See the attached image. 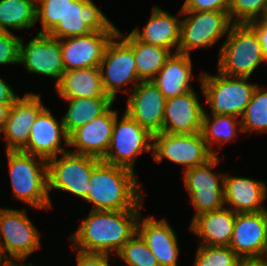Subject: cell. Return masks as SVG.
Masks as SVG:
<instances>
[{
    "label": "cell",
    "mask_w": 267,
    "mask_h": 266,
    "mask_svg": "<svg viewBox=\"0 0 267 266\" xmlns=\"http://www.w3.org/2000/svg\"><path fill=\"white\" fill-rule=\"evenodd\" d=\"M238 266H267V256L240 259Z\"/></svg>",
    "instance_id": "b9f144b4"
},
{
    "label": "cell",
    "mask_w": 267,
    "mask_h": 266,
    "mask_svg": "<svg viewBox=\"0 0 267 266\" xmlns=\"http://www.w3.org/2000/svg\"><path fill=\"white\" fill-rule=\"evenodd\" d=\"M192 60L190 55L172 53L166 60L165 65L151 80L166 99L182 95L192 86Z\"/></svg>",
    "instance_id": "484cf974"
},
{
    "label": "cell",
    "mask_w": 267,
    "mask_h": 266,
    "mask_svg": "<svg viewBox=\"0 0 267 266\" xmlns=\"http://www.w3.org/2000/svg\"><path fill=\"white\" fill-rule=\"evenodd\" d=\"M116 255L126 263V266H160L138 233H135Z\"/></svg>",
    "instance_id": "d6a6232c"
},
{
    "label": "cell",
    "mask_w": 267,
    "mask_h": 266,
    "mask_svg": "<svg viewBox=\"0 0 267 266\" xmlns=\"http://www.w3.org/2000/svg\"><path fill=\"white\" fill-rule=\"evenodd\" d=\"M181 21L178 53L190 55L196 48L213 46L229 30L232 22L224 11H179Z\"/></svg>",
    "instance_id": "ba28073f"
},
{
    "label": "cell",
    "mask_w": 267,
    "mask_h": 266,
    "mask_svg": "<svg viewBox=\"0 0 267 266\" xmlns=\"http://www.w3.org/2000/svg\"><path fill=\"white\" fill-rule=\"evenodd\" d=\"M152 152L155 162L159 163L166 158L185 166L186 170L201 166L214 157L201 132L184 135L165 132L153 134Z\"/></svg>",
    "instance_id": "8fae6325"
},
{
    "label": "cell",
    "mask_w": 267,
    "mask_h": 266,
    "mask_svg": "<svg viewBox=\"0 0 267 266\" xmlns=\"http://www.w3.org/2000/svg\"><path fill=\"white\" fill-rule=\"evenodd\" d=\"M13 196L37 209L52 207L47 161L22 151H6Z\"/></svg>",
    "instance_id": "3957f363"
},
{
    "label": "cell",
    "mask_w": 267,
    "mask_h": 266,
    "mask_svg": "<svg viewBox=\"0 0 267 266\" xmlns=\"http://www.w3.org/2000/svg\"><path fill=\"white\" fill-rule=\"evenodd\" d=\"M55 88L63 100L111 98L104 91L99 67L64 71Z\"/></svg>",
    "instance_id": "4316f807"
},
{
    "label": "cell",
    "mask_w": 267,
    "mask_h": 266,
    "mask_svg": "<svg viewBox=\"0 0 267 266\" xmlns=\"http://www.w3.org/2000/svg\"><path fill=\"white\" fill-rule=\"evenodd\" d=\"M115 34L117 31H92L87 35L60 39L65 71L99 67Z\"/></svg>",
    "instance_id": "9a60e30c"
},
{
    "label": "cell",
    "mask_w": 267,
    "mask_h": 266,
    "mask_svg": "<svg viewBox=\"0 0 267 266\" xmlns=\"http://www.w3.org/2000/svg\"><path fill=\"white\" fill-rule=\"evenodd\" d=\"M44 108L40 94L33 93H25L11 105L2 131L6 151H22L26 147L32 125Z\"/></svg>",
    "instance_id": "ac0fdd59"
},
{
    "label": "cell",
    "mask_w": 267,
    "mask_h": 266,
    "mask_svg": "<svg viewBox=\"0 0 267 266\" xmlns=\"http://www.w3.org/2000/svg\"><path fill=\"white\" fill-rule=\"evenodd\" d=\"M262 20H264L265 22H267V10H266V13H265L264 17L262 18Z\"/></svg>",
    "instance_id": "bcb514c9"
},
{
    "label": "cell",
    "mask_w": 267,
    "mask_h": 266,
    "mask_svg": "<svg viewBox=\"0 0 267 266\" xmlns=\"http://www.w3.org/2000/svg\"><path fill=\"white\" fill-rule=\"evenodd\" d=\"M62 138L65 145L69 146V135L65 131L62 120L59 123L45 107L33 123L28 143L22 152L41 157L47 161L68 151L61 147Z\"/></svg>",
    "instance_id": "d6986e66"
},
{
    "label": "cell",
    "mask_w": 267,
    "mask_h": 266,
    "mask_svg": "<svg viewBox=\"0 0 267 266\" xmlns=\"http://www.w3.org/2000/svg\"><path fill=\"white\" fill-rule=\"evenodd\" d=\"M137 233L142 237L160 266H178L179 245L175 230L164 218L138 219Z\"/></svg>",
    "instance_id": "7402d4cb"
},
{
    "label": "cell",
    "mask_w": 267,
    "mask_h": 266,
    "mask_svg": "<svg viewBox=\"0 0 267 266\" xmlns=\"http://www.w3.org/2000/svg\"><path fill=\"white\" fill-rule=\"evenodd\" d=\"M118 119L117 114L108 152L102 161L134 171L139 154L153 151V134L126 112L120 121Z\"/></svg>",
    "instance_id": "8992f818"
},
{
    "label": "cell",
    "mask_w": 267,
    "mask_h": 266,
    "mask_svg": "<svg viewBox=\"0 0 267 266\" xmlns=\"http://www.w3.org/2000/svg\"><path fill=\"white\" fill-rule=\"evenodd\" d=\"M36 0H0V31L30 29L37 23Z\"/></svg>",
    "instance_id": "f546056e"
},
{
    "label": "cell",
    "mask_w": 267,
    "mask_h": 266,
    "mask_svg": "<svg viewBox=\"0 0 267 266\" xmlns=\"http://www.w3.org/2000/svg\"><path fill=\"white\" fill-rule=\"evenodd\" d=\"M92 31H118L92 0H73L61 21L48 33L64 39L83 36Z\"/></svg>",
    "instance_id": "5bb4252c"
},
{
    "label": "cell",
    "mask_w": 267,
    "mask_h": 266,
    "mask_svg": "<svg viewBox=\"0 0 267 266\" xmlns=\"http://www.w3.org/2000/svg\"><path fill=\"white\" fill-rule=\"evenodd\" d=\"M99 68L104 91L113 100L117 92H127L122 86L131 82L133 90L141 81L137 76L133 49L118 33L109 41Z\"/></svg>",
    "instance_id": "30bf717a"
},
{
    "label": "cell",
    "mask_w": 267,
    "mask_h": 266,
    "mask_svg": "<svg viewBox=\"0 0 267 266\" xmlns=\"http://www.w3.org/2000/svg\"><path fill=\"white\" fill-rule=\"evenodd\" d=\"M117 33L132 47L141 81L152 80L172 54L169 49L139 41L131 32L125 36L119 30Z\"/></svg>",
    "instance_id": "83f0119b"
},
{
    "label": "cell",
    "mask_w": 267,
    "mask_h": 266,
    "mask_svg": "<svg viewBox=\"0 0 267 266\" xmlns=\"http://www.w3.org/2000/svg\"><path fill=\"white\" fill-rule=\"evenodd\" d=\"M154 6L152 14L143 31L135 28L131 33L139 40L162 48H175L178 52L180 42L181 21L180 18Z\"/></svg>",
    "instance_id": "d4e9b609"
},
{
    "label": "cell",
    "mask_w": 267,
    "mask_h": 266,
    "mask_svg": "<svg viewBox=\"0 0 267 266\" xmlns=\"http://www.w3.org/2000/svg\"><path fill=\"white\" fill-rule=\"evenodd\" d=\"M73 0H37L36 19L41 20V31L49 33L64 18L67 7ZM40 4V5H39Z\"/></svg>",
    "instance_id": "e575fe53"
},
{
    "label": "cell",
    "mask_w": 267,
    "mask_h": 266,
    "mask_svg": "<svg viewBox=\"0 0 267 266\" xmlns=\"http://www.w3.org/2000/svg\"><path fill=\"white\" fill-rule=\"evenodd\" d=\"M205 110L194 89L166 100L163 132L170 134H194L201 132Z\"/></svg>",
    "instance_id": "ffe728a7"
},
{
    "label": "cell",
    "mask_w": 267,
    "mask_h": 266,
    "mask_svg": "<svg viewBox=\"0 0 267 266\" xmlns=\"http://www.w3.org/2000/svg\"><path fill=\"white\" fill-rule=\"evenodd\" d=\"M19 64H23L30 73L54 78L56 85L65 71L60 39L47 33H37L24 45V39L21 38Z\"/></svg>",
    "instance_id": "4fadbf2b"
},
{
    "label": "cell",
    "mask_w": 267,
    "mask_h": 266,
    "mask_svg": "<svg viewBox=\"0 0 267 266\" xmlns=\"http://www.w3.org/2000/svg\"><path fill=\"white\" fill-rule=\"evenodd\" d=\"M65 101L69 102V108L62 122L68 135L104 114L114 103L112 98H72Z\"/></svg>",
    "instance_id": "f1b7e54d"
},
{
    "label": "cell",
    "mask_w": 267,
    "mask_h": 266,
    "mask_svg": "<svg viewBox=\"0 0 267 266\" xmlns=\"http://www.w3.org/2000/svg\"><path fill=\"white\" fill-rule=\"evenodd\" d=\"M229 247L241 259L267 256L266 212L236 213Z\"/></svg>",
    "instance_id": "2e32d148"
},
{
    "label": "cell",
    "mask_w": 267,
    "mask_h": 266,
    "mask_svg": "<svg viewBox=\"0 0 267 266\" xmlns=\"http://www.w3.org/2000/svg\"><path fill=\"white\" fill-rule=\"evenodd\" d=\"M247 77H235L222 74L200 76V85L205 102L212 114L232 115L240 118L249 104L256 84H249Z\"/></svg>",
    "instance_id": "5b68a950"
},
{
    "label": "cell",
    "mask_w": 267,
    "mask_h": 266,
    "mask_svg": "<svg viewBox=\"0 0 267 266\" xmlns=\"http://www.w3.org/2000/svg\"><path fill=\"white\" fill-rule=\"evenodd\" d=\"M140 210H91L70 236L73 249L84 253L108 254L118 251L137 233Z\"/></svg>",
    "instance_id": "6da1fadb"
},
{
    "label": "cell",
    "mask_w": 267,
    "mask_h": 266,
    "mask_svg": "<svg viewBox=\"0 0 267 266\" xmlns=\"http://www.w3.org/2000/svg\"><path fill=\"white\" fill-rule=\"evenodd\" d=\"M117 114L118 112L110 107L101 116L74 130L69 135L68 147H75L76 150L71 152L102 160L108 152Z\"/></svg>",
    "instance_id": "44dd1931"
},
{
    "label": "cell",
    "mask_w": 267,
    "mask_h": 266,
    "mask_svg": "<svg viewBox=\"0 0 267 266\" xmlns=\"http://www.w3.org/2000/svg\"><path fill=\"white\" fill-rule=\"evenodd\" d=\"M20 42L12 32L0 31V65L19 64Z\"/></svg>",
    "instance_id": "8d00e7d4"
},
{
    "label": "cell",
    "mask_w": 267,
    "mask_h": 266,
    "mask_svg": "<svg viewBox=\"0 0 267 266\" xmlns=\"http://www.w3.org/2000/svg\"><path fill=\"white\" fill-rule=\"evenodd\" d=\"M166 98L150 81H140L127 99L125 112L152 134L163 132Z\"/></svg>",
    "instance_id": "e0dca14e"
},
{
    "label": "cell",
    "mask_w": 267,
    "mask_h": 266,
    "mask_svg": "<svg viewBox=\"0 0 267 266\" xmlns=\"http://www.w3.org/2000/svg\"><path fill=\"white\" fill-rule=\"evenodd\" d=\"M235 220L236 213L222 207L196 216L191 220L190 231L201 239V245L229 246Z\"/></svg>",
    "instance_id": "cb8c5ba5"
},
{
    "label": "cell",
    "mask_w": 267,
    "mask_h": 266,
    "mask_svg": "<svg viewBox=\"0 0 267 266\" xmlns=\"http://www.w3.org/2000/svg\"><path fill=\"white\" fill-rule=\"evenodd\" d=\"M210 117L205 111L202 118L201 134L211 153L216 156L217 152L212 150V144L214 142L219 144L230 142L235 138L238 126L239 130L242 131V124L239 118L232 115L212 114V119Z\"/></svg>",
    "instance_id": "4dcf8cb0"
},
{
    "label": "cell",
    "mask_w": 267,
    "mask_h": 266,
    "mask_svg": "<svg viewBox=\"0 0 267 266\" xmlns=\"http://www.w3.org/2000/svg\"><path fill=\"white\" fill-rule=\"evenodd\" d=\"M267 0H231L228 15L232 23H250L264 17Z\"/></svg>",
    "instance_id": "d590c367"
},
{
    "label": "cell",
    "mask_w": 267,
    "mask_h": 266,
    "mask_svg": "<svg viewBox=\"0 0 267 266\" xmlns=\"http://www.w3.org/2000/svg\"><path fill=\"white\" fill-rule=\"evenodd\" d=\"M39 233L25 210L0 208V243L10 262L25 261L41 248Z\"/></svg>",
    "instance_id": "9c48e42d"
},
{
    "label": "cell",
    "mask_w": 267,
    "mask_h": 266,
    "mask_svg": "<svg viewBox=\"0 0 267 266\" xmlns=\"http://www.w3.org/2000/svg\"><path fill=\"white\" fill-rule=\"evenodd\" d=\"M243 132H267V90L256 86L241 118Z\"/></svg>",
    "instance_id": "1f68e13d"
},
{
    "label": "cell",
    "mask_w": 267,
    "mask_h": 266,
    "mask_svg": "<svg viewBox=\"0 0 267 266\" xmlns=\"http://www.w3.org/2000/svg\"><path fill=\"white\" fill-rule=\"evenodd\" d=\"M219 49L217 71L235 77L249 78L265 62L255 30L248 23H232Z\"/></svg>",
    "instance_id": "277c9868"
},
{
    "label": "cell",
    "mask_w": 267,
    "mask_h": 266,
    "mask_svg": "<svg viewBox=\"0 0 267 266\" xmlns=\"http://www.w3.org/2000/svg\"><path fill=\"white\" fill-rule=\"evenodd\" d=\"M218 155L207 163L183 170L184 184L195 208L193 219L205 212L224 207V174L214 173L213 167L219 163Z\"/></svg>",
    "instance_id": "7c38bea8"
},
{
    "label": "cell",
    "mask_w": 267,
    "mask_h": 266,
    "mask_svg": "<svg viewBox=\"0 0 267 266\" xmlns=\"http://www.w3.org/2000/svg\"><path fill=\"white\" fill-rule=\"evenodd\" d=\"M240 259L229 246L200 245L193 266H238Z\"/></svg>",
    "instance_id": "836d02e7"
},
{
    "label": "cell",
    "mask_w": 267,
    "mask_h": 266,
    "mask_svg": "<svg viewBox=\"0 0 267 266\" xmlns=\"http://www.w3.org/2000/svg\"><path fill=\"white\" fill-rule=\"evenodd\" d=\"M135 171L100 161L93 169L85 201L91 210H141L143 194Z\"/></svg>",
    "instance_id": "7a4b0ae2"
},
{
    "label": "cell",
    "mask_w": 267,
    "mask_h": 266,
    "mask_svg": "<svg viewBox=\"0 0 267 266\" xmlns=\"http://www.w3.org/2000/svg\"><path fill=\"white\" fill-rule=\"evenodd\" d=\"M231 0H185L181 11H224L228 13Z\"/></svg>",
    "instance_id": "74e56055"
},
{
    "label": "cell",
    "mask_w": 267,
    "mask_h": 266,
    "mask_svg": "<svg viewBox=\"0 0 267 266\" xmlns=\"http://www.w3.org/2000/svg\"><path fill=\"white\" fill-rule=\"evenodd\" d=\"M19 97L10 85L0 78V104H13Z\"/></svg>",
    "instance_id": "60d3db41"
},
{
    "label": "cell",
    "mask_w": 267,
    "mask_h": 266,
    "mask_svg": "<svg viewBox=\"0 0 267 266\" xmlns=\"http://www.w3.org/2000/svg\"><path fill=\"white\" fill-rule=\"evenodd\" d=\"M12 104H0V135L3 134V128L5 126L9 110Z\"/></svg>",
    "instance_id": "7bdbcfd3"
},
{
    "label": "cell",
    "mask_w": 267,
    "mask_h": 266,
    "mask_svg": "<svg viewBox=\"0 0 267 266\" xmlns=\"http://www.w3.org/2000/svg\"><path fill=\"white\" fill-rule=\"evenodd\" d=\"M248 24L255 30L262 47V53L265 62H267V22L260 19L252 21Z\"/></svg>",
    "instance_id": "ab89813d"
},
{
    "label": "cell",
    "mask_w": 267,
    "mask_h": 266,
    "mask_svg": "<svg viewBox=\"0 0 267 266\" xmlns=\"http://www.w3.org/2000/svg\"><path fill=\"white\" fill-rule=\"evenodd\" d=\"M24 262V260H19V262L17 263V260H15V262L14 261H11L10 263H9V266H33L31 263H28L29 265H27V264H22V263Z\"/></svg>",
    "instance_id": "f6af8a7d"
},
{
    "label": "cell",
    "mask_w": 267,
    "mask_h": 266,
    "mask_svg": "<svg viewBox=\"0 0 267 266\" xmlns=\"http://www.w3.org/2000/svg\"><path fill=\"white\" fill-rule=\"evenodd\" d=\"M10 261L6 258L3 253L1 243H0V266H9Z\"/></svg>",
    "instance_id": "ee69618b"
},
{
    "label": "cell",
    "mask_w": 267,
    "mask_h": 266,
    "mask_svg": "<svg viewBox=\"0 0 267 266\" xmlns=\"http://www.w3.org/2000/svg\"><path fill=\"white\" fill-rule=\"evenodd\" d=\"M77 266H110L108 254L84 253L77 251Z\"/></svg>",
    "instance_id": "f35d334b"
},
{
    "label": "cell",
    "mask_w": 267,
    "mask_h": 266,
    "mask_svg": "<svg viewBox=\"0 0 267 266\" xmlns=\"http://www.w3.org/2000/svg\"><path fill=\"white\" fill-rule=\"evenodd\" d=\"M224 204L235 213L265 211L267 199L265 182L237 176H224Z\"/></svg>",
    "instance_id": "603a6c76"
},
{
    "label": "cell",
    "mask_w": 267,
    "mask_h": 266,
    "mask_svg": "<svg viewBox=\"0 0 267 266\" xmlns=\"http://www.w3.org/2000/svg\"><path fill=\"white\" fill-rule=\"evenodd\" d=\"M60 155L47 160L48 193L56 189L85 199L92 171L101 159L70 150Z\"/></svg>",
    "instance_id": "52a82bcc"
}]
</instances>
